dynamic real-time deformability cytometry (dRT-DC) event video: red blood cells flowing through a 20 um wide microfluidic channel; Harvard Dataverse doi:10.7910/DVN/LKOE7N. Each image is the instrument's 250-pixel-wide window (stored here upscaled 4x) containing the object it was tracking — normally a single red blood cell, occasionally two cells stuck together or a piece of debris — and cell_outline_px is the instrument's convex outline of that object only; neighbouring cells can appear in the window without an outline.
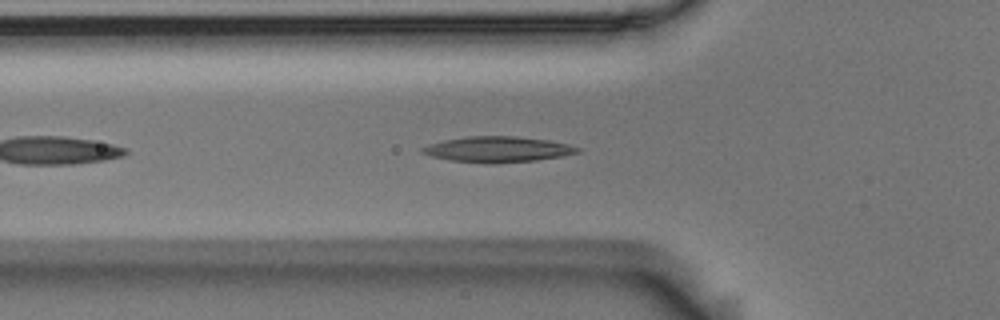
{"species": "Egyptian fruit bat (a non-hibernating species)", "species_latin": "Rousettus aegyptiacus", "temperature_condition": "room temperature", "stored_images_in_passage": 10, "camera_frame_rate_fps": 3000, "um_per_image_px": 0.085, "animal": {"sex": "male"}, "frame": {"image": 1, "passage_image": 6, "time_ms": 1.667, "image_size_px": [1000, 320], "cell_outline_px": [[580, 152], [560, 156], [536, 160], [492, 164], [452, 160], [432, 156], [420, 152], [420, 148], [428, 144], [444, 140], [468, 136], [516, 136], [548, 140], [568, 144], [580, 148]], "centroid_in_image_um": [42.28, 12.69], "position_along_channel_um": 83.5, "area_um2": 23.12}}